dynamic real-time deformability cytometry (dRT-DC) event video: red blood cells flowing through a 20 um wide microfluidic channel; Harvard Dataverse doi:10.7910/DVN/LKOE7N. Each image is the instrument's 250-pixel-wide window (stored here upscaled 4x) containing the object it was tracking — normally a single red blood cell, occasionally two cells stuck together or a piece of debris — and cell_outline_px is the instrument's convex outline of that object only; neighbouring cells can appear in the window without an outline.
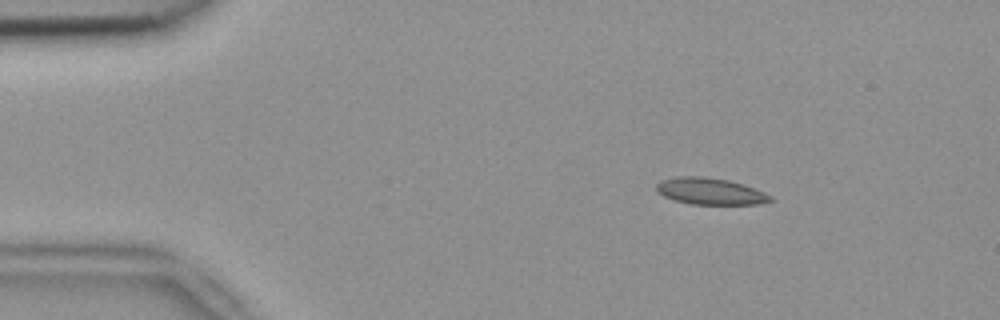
{"species": "common noctule bat (a hibernating species)", "species_latin": "Nyctalus noctula", "temperature_condition": "room temperature", "stored_images_in_passage": 3, "camera_frame_rate_fps": 3000, "um_per_image_px": 0.085, "animal": {"sex": "female", "body_mass_g": 18.4}, "frame": {"image": 1, "passage_image": 1, "time_ms": 0.0, "image_size_px": [1000, 320], "cell_outline_px": [[772, 200], [760, 204], [692, 204], [676, 200], [664, 196], [656, 192], [656, 184], [660, 180], [676, 176], [704, 176], [728, 180], [744, 184], [764, 192], [772, 196]], "centroid_in_image_um": [60.35, 16.24], "position_along_channel_um": 24.7, "area_um2": 17.74}}